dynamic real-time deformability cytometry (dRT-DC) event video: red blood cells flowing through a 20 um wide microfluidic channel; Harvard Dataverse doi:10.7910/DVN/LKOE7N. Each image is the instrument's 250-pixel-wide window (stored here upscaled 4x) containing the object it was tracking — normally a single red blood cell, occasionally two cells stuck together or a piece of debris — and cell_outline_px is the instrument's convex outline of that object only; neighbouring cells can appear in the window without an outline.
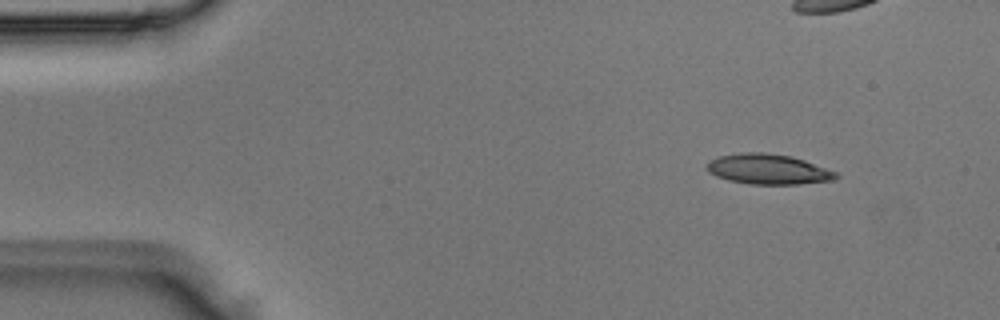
{"species": "Egyptian fruit bat (a non-hibernating species)", "species_latin": "Rousettus aegyptiacus", "temperature_condition": "room temperature", "stored_images_in_passage": 5, "segment_of_instrument_passage": [1, 2], "camera_frame_rate_fps": 3000, "um_per_image_px": 0.085, "animal": {"sex": "male"}, "frame": {"image": 1, "passage_image": 1, "time_ms": 0.0, "image_size_px": [1000, 320], "cell_outline_px": [[840, 176], [832, 180], [796, 184], [752, 184], [728, 180], [716, 176], [708, 172], [708, 160], [720, 156], [740, 152], [764, 152], [788, 156], [804, 160], [836, 172]], "centroid_in_image_um": [65.27, 14.38], "position_along_channel_um": 19.7, "area_um2": 22.48}}